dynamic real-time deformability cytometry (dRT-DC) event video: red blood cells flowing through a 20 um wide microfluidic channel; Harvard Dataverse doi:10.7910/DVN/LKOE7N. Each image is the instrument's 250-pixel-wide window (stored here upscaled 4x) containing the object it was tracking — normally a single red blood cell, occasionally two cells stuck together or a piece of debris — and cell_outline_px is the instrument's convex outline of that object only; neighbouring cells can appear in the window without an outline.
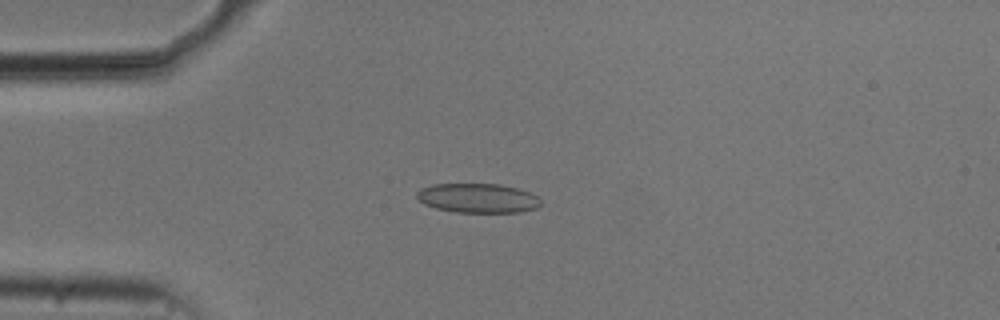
{"species": "common noctule bat (a hibernating species)", "species_latin": "Nyctalus noctula", "temperature_condition": "cold", "stored_images_in_passage": 54, "camera_frame_rate_fps": 3000, "um_per_image_px": 0.085, "animal": {"sex": "male", "body_mass_g": 20.5, "forearm_length_mm": 52.5}, "frame": {"image": 1, "passage_image": 14, "time_ms": 4.333, "image_size_px": [1000, 320], "cell_outline_px": [[540, 204], [536, 208], [520, 212], [456, 212], [436, 208], [424, 204], [416, 196], [416, 192], [420, 188], [432, 184], [500, 184], [516, 188], [528, 192], [536, 196], [540, 200]], "centroid_in_image_um": [40.58, 16.83], "position_along_channel_um": 44.4, "area_um2": 21.1}}
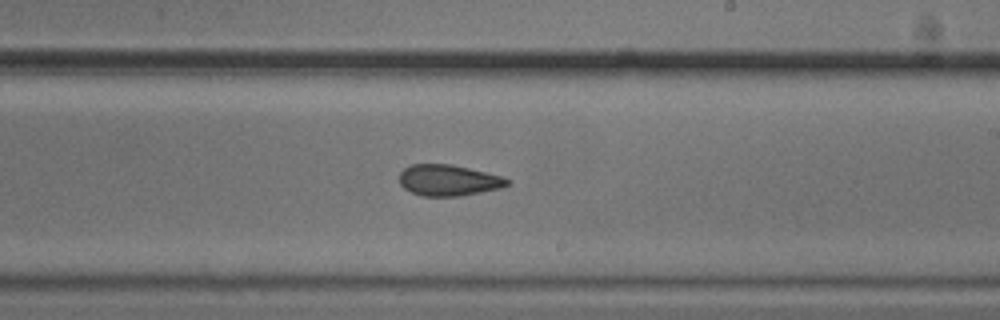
{"frame": {"image": 2, "passage_image": 32, "time_ms": 10.333, "image_size_px": [1000, 320], "cell_outline_px": [[512, 184], [500, 188], [460, 196], [420, 196], [404, 188], [400, 184], [400, 172], [404, 168], [412, 164], [452, 164], [504, 176], [512, 180]], "centroid_in_image_um": [38.17, 15.32], "position_along_channel_um": 250.8, "area_um2": 19.77}}
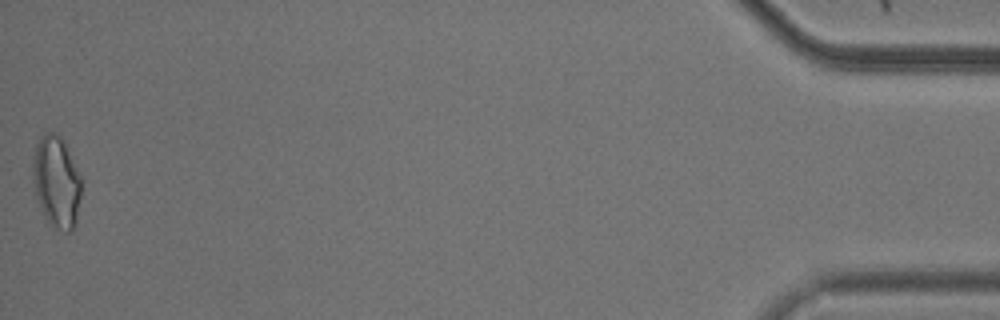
{"frame": {"image": 3, "passage_image": 54, "time_ms": 17.667, "image_size_px": [1000, 320], "cell_outline_px": [[80, 196], [76, 224], [72, 232], [64, 232], [48, 224], [44, 216], [36, 196], [32, 180], [32, 156], [36, 144], [40, 136], [48, 132], [56, 132], [64, 140], [80, 176]], "centroid_in_image_um": [4.77, 15.46], "position_along_channel_um": 430.4, "area_um2": 26.24}, "authors_computed_cell_mechanics": {"area_um2": 20.8369, "velocity_mm_per_s": 3.7521, "shape_relaxation_time_tau1_ms": null, "shape_relaxation_time_tau2_ms": 2.7156, "deformation_change_tau1": null, "deformation_change_tau2": 0.0978}}